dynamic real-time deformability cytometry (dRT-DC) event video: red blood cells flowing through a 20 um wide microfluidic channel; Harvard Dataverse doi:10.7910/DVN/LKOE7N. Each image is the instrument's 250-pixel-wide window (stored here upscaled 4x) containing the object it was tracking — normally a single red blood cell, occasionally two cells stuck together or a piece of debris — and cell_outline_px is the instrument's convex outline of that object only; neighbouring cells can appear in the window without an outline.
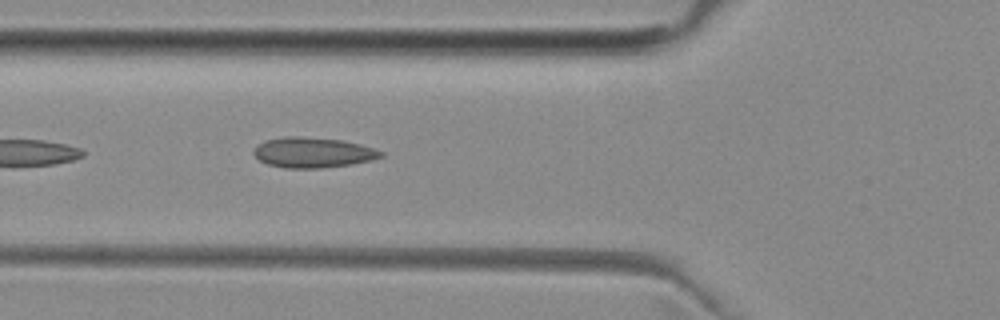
{"species": "common noctule bat (a hibernating species)", "species_latin": "Nyctalus noctula", "temperature_condition": "room temperature", "stored_images_in_passage": 14, "camera_frame_rate_fps": 3000, "um_per_image_px": 0.085, "animal": {"sex": "female", "body_mass_g": 29.2, "forearm_length_mm": 56.3}, "frame": {"image": 1, "passage_image": 4, "time_ms": 1.0, "image_size_px": [1000, 320], "cell_outline_px": [[384, 156], [372, 160], [352, 164], [320, 168], [284, 168], [268, 164], [260, 160], [252, 152], [256, 144], [268, 140], [288, 136], [300, 136], [344, 140], [360, 144], [384, 152]], "centroid_in_image_um": [26.61, 12.96], "position_along_channel_um": 99.2, "area_um2": 22.48}}
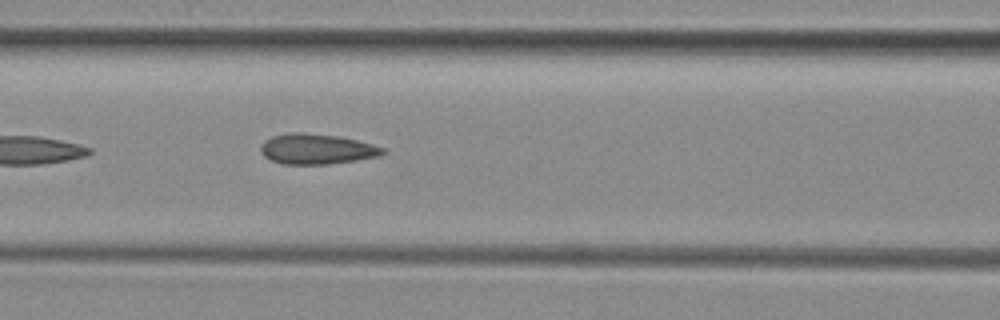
{"frame": {"image": 2, "passage_image": 7, "time_ms": 2.0, "image_size_px": [1000, 320], "cell_outline_px": [[388, 152], [380, 156], [356, 160], [328, 164], [284, 164], [272, 160], [264, 156], [260, 152], [260, 144], [264, 140], [272, 136], [292, 132], [300, 132], [336, 136], [356, 140], [372, 144], [384, 148]], "centroid_in_image_um": [26.91, 12.67], "position_along_channel_um": 139.7, "area_um2": 21.56}}